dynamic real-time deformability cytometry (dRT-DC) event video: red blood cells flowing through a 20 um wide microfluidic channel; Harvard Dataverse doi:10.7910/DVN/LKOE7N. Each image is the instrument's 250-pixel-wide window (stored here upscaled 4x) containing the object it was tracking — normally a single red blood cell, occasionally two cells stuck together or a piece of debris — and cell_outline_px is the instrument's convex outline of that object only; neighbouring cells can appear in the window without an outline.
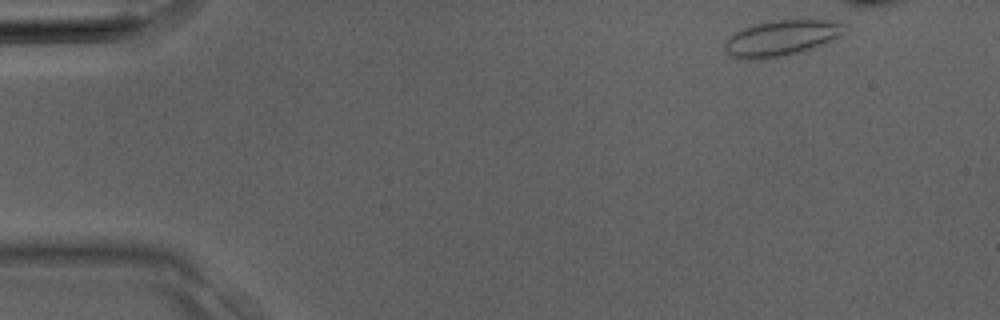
{"species": "Egyptian fruit bat (a non-hibernating species)", "species_latin": "Rousettus aegyptiacus", "temperature_condition": "room temperature", "stored_images_in_passage": 4, "camera_frame_rate_fps": 3000, "um_per_image_px": 0.085, "animal": {"sex": "male"}, "frame": {"image": 1, "passage_image": 1, "time_ms": 0.0, "image_size_px": [1000, 320], "cell_outline_px": [[840, 36], [812, 48], [800, 52], [784, 56], [760, 60], [748, 60], [732, 56], [724, 52], [724, 40], [728, 36], [752, 24], [772, 20], [828, 20], [840, 24]], "centroid_in_image_um": [66.26, 3.26], "position_along_channel_um": 18.7, "area_um2": 24.68}}